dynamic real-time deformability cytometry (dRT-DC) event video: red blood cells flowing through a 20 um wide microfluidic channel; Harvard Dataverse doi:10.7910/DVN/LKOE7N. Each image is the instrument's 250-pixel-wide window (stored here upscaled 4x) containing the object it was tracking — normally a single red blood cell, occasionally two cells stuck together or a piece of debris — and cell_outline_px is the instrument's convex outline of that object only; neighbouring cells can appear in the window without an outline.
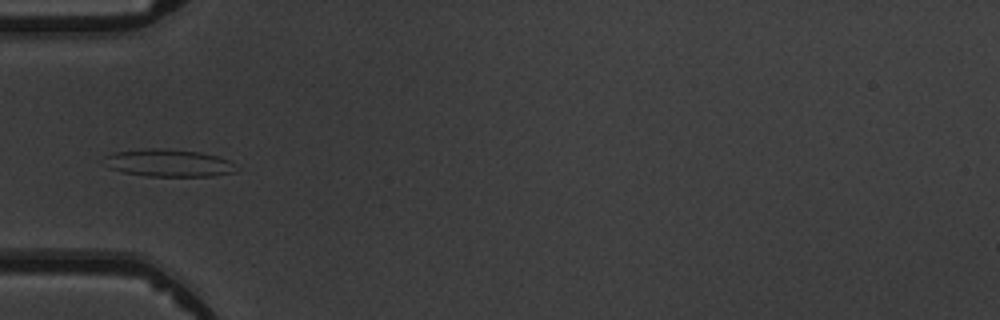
{"species": "common noctule bat (a hibernating species)", "species_latin": "Nyctalus noctula", "temperature_condition": "warm", "stored_images_in_passage": 5, "camera_frame_rate_fps": 3000, "um_per_image_px": 0.085, "animal": {"sex": "male", "body_mass_g": 19.5, "forearm_length_mm": 54.6}, "frame": {"image": 1, "passage_image": 4, "time_ms": 3.667, "image_size_px": [1000, 320], "cell_outline_px": [[236, 172], [212, 176], [148, 176], [120, 172], [108, 168], [100, 164], [104, 156], [112, 152], [144, 148], [164, 148], [200, 152], [216, 156], [228, 160], [232, 164]], "centroid_in_image_um": [14.18, 13.84], "position_along_channel_um": 70.8, "area_um2": 21.44}}